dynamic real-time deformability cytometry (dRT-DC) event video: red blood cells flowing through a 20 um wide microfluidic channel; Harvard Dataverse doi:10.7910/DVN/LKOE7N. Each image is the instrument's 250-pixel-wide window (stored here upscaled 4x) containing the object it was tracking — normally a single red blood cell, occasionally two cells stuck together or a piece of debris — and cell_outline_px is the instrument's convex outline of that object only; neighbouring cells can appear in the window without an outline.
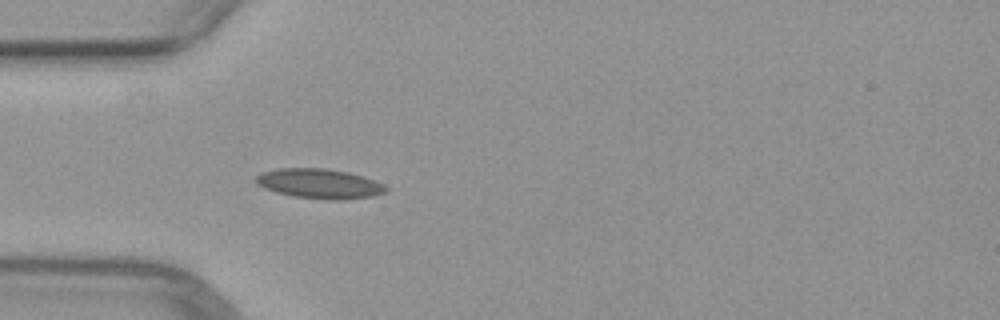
{"species": "common noctule bat (a hibernating species)", "species_latin": "Nyctalus noctula", "temperature_condition": "warm", "stored_images_in_passage": 5, "camera_frame_rate_fps": 3000, "um_per_image_px": 0.085, "animal": {"sex": "female", "body_mass_g": 29.2, "forearm_length_mm": 56.3}, "frame": {"image": 1, "passage_image": 5, "time_ms": 5.0, "image_size_px": [1000, 320], "cell_outline_px": [[388, 192], [372, 196], [340, 200], [328, 200], [296, 196], [276, 192], [264, 188], [256, 184], [256, 176], [260, 172], [276, 168], [324, 168], [348, 172], [364, 176], [384, 184], [388, 188]], "centroid_in_image_um": [27.16, 15.6], "position_along_channel_um": 57.8, "area_um2": 22.66}}